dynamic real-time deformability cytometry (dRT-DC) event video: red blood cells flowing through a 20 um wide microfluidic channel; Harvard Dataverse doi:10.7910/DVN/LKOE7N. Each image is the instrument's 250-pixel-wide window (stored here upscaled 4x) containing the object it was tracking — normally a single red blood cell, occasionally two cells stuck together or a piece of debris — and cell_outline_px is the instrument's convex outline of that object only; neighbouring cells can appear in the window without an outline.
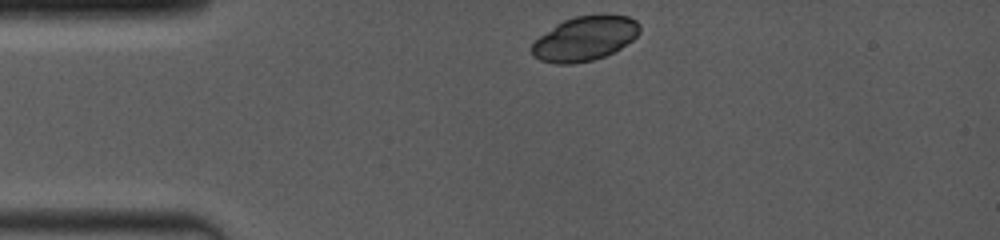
{"species": "common noctule bat (a hibernating species)", "species_latin": "Nyctalus noctula", "temperature_condition": "room temperature", "stored_images_in_passage": 16, "camera_frame_rate_fps": 4000, "um_per_image_px": 0.085, "animal": {"sex": "female", "body_mass_g": 19.0, "forearm_length_mm": 53.3}, "frame": {"image": 1, "passage_image": 1, "time_ms": 0.0, "image_size_px": [1000, 240], "cell_outline_px": [[640, 32], [632, 40], [620, 48], [604, 56], [592, 60], [568, 64], [556, 64], [540, 60], [532, 52], [532, 44], [540, 36], [556, 24], [564, 20], [576, 16], [604, 12], [628, 16], [636, 20], [640, 24]], "centroid_in_image_um": [49.75, 3.23], "position_along_channel_um": 35.2, "area_um2": 28.09}}